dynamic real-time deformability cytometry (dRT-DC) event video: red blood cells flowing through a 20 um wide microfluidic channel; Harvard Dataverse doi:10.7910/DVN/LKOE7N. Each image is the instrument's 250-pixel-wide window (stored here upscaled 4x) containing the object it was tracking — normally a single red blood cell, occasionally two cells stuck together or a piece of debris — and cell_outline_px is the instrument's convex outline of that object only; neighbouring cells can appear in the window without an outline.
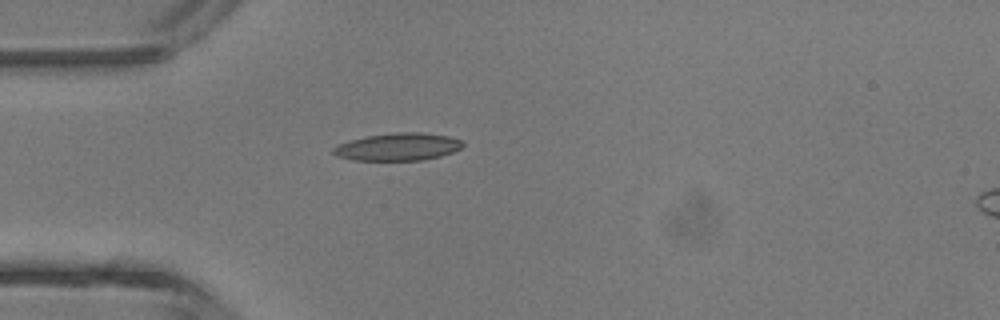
{"species": "common noctule bat (a hibernating species)", "species_latin": "Nyctalus noctula", "temperature_condition": "room temperature", "stored_images_in_passage": 4, "camera_frame_rate_fps": 3000, "um_per_image_px": 0.085, "animal": {"sex": "male", "body_mass_g": 13.3}, "frame": {"image": 1, "passage_image": 4, "time_ms": 3.333, "image_size_px": [1000, 320], "cell_outline_px": [[464, 144], [460, 148], [452, 152], [440, 156], [424, 160], [352, 160], [336, 156], [332, 152], [332, 148], [336, 144], [348, 140], [364, 136], [392, 132], [424, 132], [448, 136], [464, 140]], "centroid_in_image_um": [33.79, 12.47], "position_along_channel_um": 51.2, "area_um2": 21.15}}